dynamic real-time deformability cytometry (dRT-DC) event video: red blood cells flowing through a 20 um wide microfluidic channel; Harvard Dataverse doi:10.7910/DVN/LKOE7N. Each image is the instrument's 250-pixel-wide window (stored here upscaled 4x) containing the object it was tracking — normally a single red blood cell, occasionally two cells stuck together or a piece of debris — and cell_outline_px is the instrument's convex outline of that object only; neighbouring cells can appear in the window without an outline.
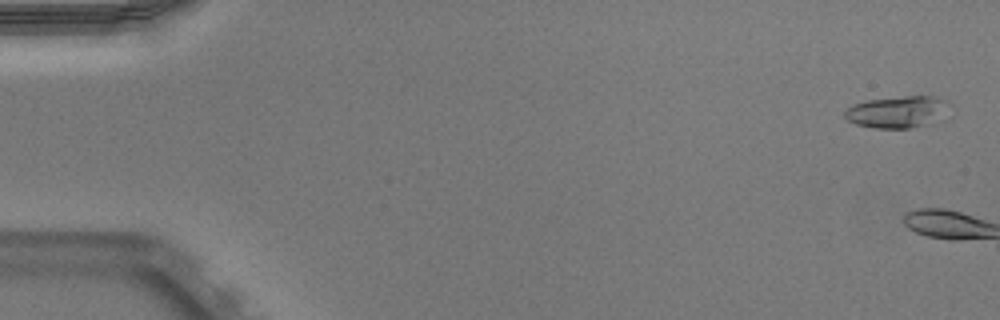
{"species": "Egyptian fruit bat (a non-hibernating species)", "species_latin": "Rousettus aegyptiacus", "temperature_condition": "warm", "stored_images_in_passage": 4, "camera_frame_rate_fps": 3000, "um_per_image_px": 0.085, "animal": {"sex": "male"}, "frame": {"image": 1, "passage_image": 2, "time_ms": 0.333, "image_size_px": [1000, 320], "cell_outline_px": [[956, 108], [952, 116], [944, 120], [912, 128], [872, 128], [856, 124], [848, 120], [844, 116], [844, 112], [852, 104], [868, 100], [904, 96], [932, 96], [948, 100]], "centroid_in_image_um": [76.49, 9.52], "position_along_channel_um": 8.5, "area_um2": 20.46}}